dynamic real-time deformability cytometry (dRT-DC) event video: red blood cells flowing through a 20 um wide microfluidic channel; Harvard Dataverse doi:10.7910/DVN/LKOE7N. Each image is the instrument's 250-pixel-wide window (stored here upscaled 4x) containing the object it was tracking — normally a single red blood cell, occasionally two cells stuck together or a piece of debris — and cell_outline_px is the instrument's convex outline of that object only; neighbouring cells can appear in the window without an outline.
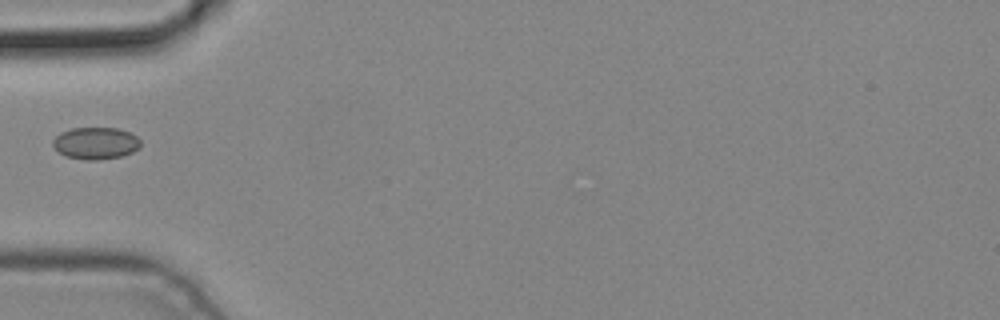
{"species": "common noctule bat (a hibernating species)", "species_latin": "Nyctalus noctula", "temperature_condition": "cold", "stored_images_in_passage": 5, "camera_frame_rate_fps": 3000, "um_per_image_px": 0.085, "animal": {"sex": "male", "body_mass_g": 19.2, "forearm_length_mm": 51.8}, "frame": {"image": 1, "passage_image": 4, "time_ms": 1.0, "image_size_px": [1000, 320], "cell_outline_px": [[140, 148], [132, 152], [120, 156], [96, 160], [88, 160], [64, 156], [52, 144], [52, 140], [60, 132], [72, 128], [116, 128], [128, 132], [136, 136], [140, 140]], "centroid_in_image_um": [8.12, 12.17], "position_along_channel_um": 76.9, "area_um2": 16.24}}
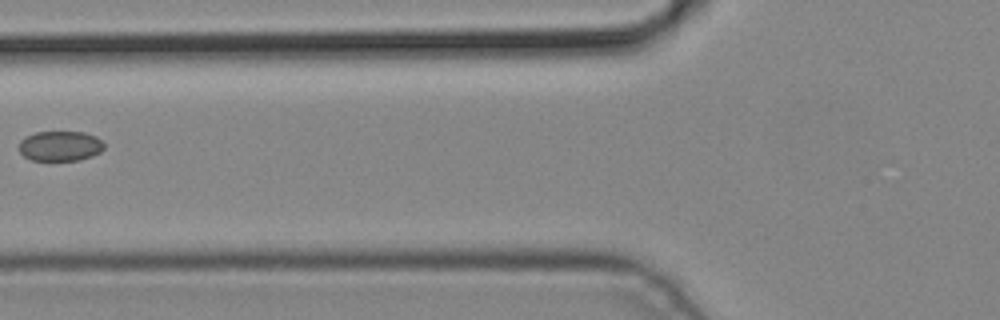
{"frame": {"image": 2, "passage_image": 5, "time_ms": 1.333, "image_size_px": [1000, 320], "cell_outline_px": [[104, 148], [100, 152], [92, 156], [80, 160], [32, 160], [24, 156], [20, 152], [20, 140], [24, 136], [36, 132], [84, 132], [96, 136], [104, 144]], "centroid_in_image_um": [5.11, 12.4], "position_along_channel_um": 120.7, "area_um2": 14.91}}